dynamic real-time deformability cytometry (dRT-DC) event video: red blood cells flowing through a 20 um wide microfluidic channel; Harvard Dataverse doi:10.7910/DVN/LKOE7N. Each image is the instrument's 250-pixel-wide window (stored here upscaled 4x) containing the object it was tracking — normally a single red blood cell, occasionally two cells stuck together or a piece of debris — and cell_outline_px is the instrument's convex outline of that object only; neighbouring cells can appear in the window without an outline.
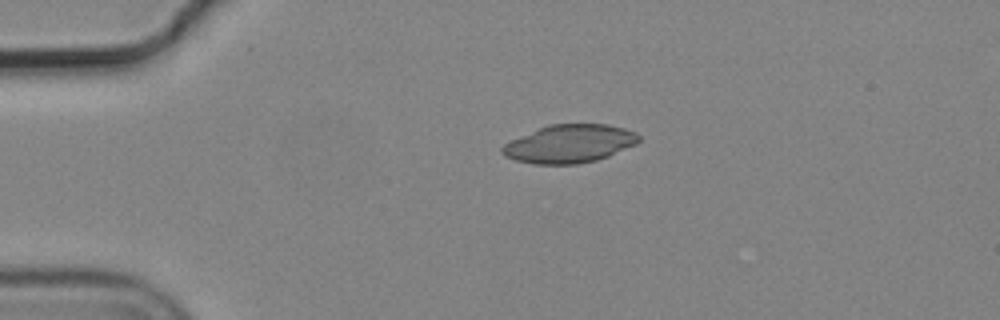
{"species": "common noctule bat (a hibernating species)", "species_latin": "Nyctalus noctula", "temperature_condition": "cold", "stored_images_in_passage": 2, "camera_frame_rate_fps": 3000, "um_per_image_px": 0.085, "animal": {"sex": "male", "body_mass_g": 19.2, "forearm_length_mm": 51.8}, "frame": {"image": 1, "passage_image": 1, "time_ms": 0.0, "image_size_px": [1000, 320], "cell_outline_px": [[640, 140], [636, 144], [608, 156], [596, 160], [576, 164], [536, 164], [516, 160], [504, 156], [500, 152], [500, 148], [504, 144], [512, 140], [548, 124], [608, 124], [624, 128], [636, 132], [640, 136]], "centroid_in_image_um": [48.41, 12.21], "position_along_channel_um": 36.6, "area_um2": 30.29}}